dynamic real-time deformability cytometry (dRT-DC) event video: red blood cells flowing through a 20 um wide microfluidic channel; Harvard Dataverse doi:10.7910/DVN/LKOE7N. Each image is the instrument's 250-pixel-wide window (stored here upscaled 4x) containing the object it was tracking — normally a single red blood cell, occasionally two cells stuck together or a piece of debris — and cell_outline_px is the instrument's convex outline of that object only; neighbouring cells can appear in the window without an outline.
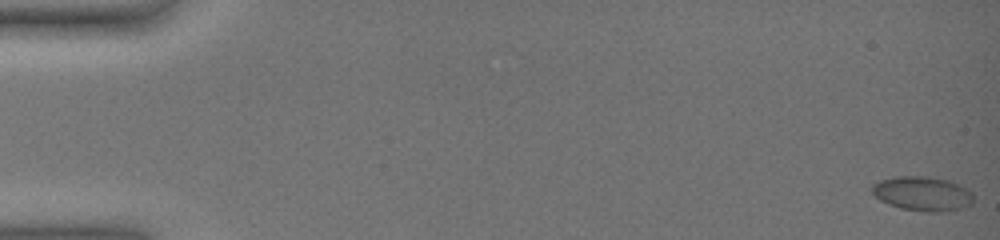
{"species": "common noctule bat (a hibernating species)", "species_latin": "Nyctalus noctula", "temperature_condition": "warm", "stored_images_in_passage": 57, "camera_frame_rate_fps": 3000, "um_per_image_px": 0.085, "animal": {"sex": "female", "body_mass_g": 19.0, "forearm_length_mm": 51.5}, "frame": {"image": 1, "passage_image": 1, "time_ms": 0.0, "image_size_px": [1000, 240], "cell_outline_px": [[972, 204], [960, 208], [940, 212], [924, 212], [900, 208], [888, 204], [880, 200], [872, 192], [872, 184], [880, 180], [892, 176], [928, 176], [948, 180], [972, 192]], "centroid_in_image_um": [78.37, 16.46], "position_along_channel_um": 6.6, "area_um2": 20.29}}
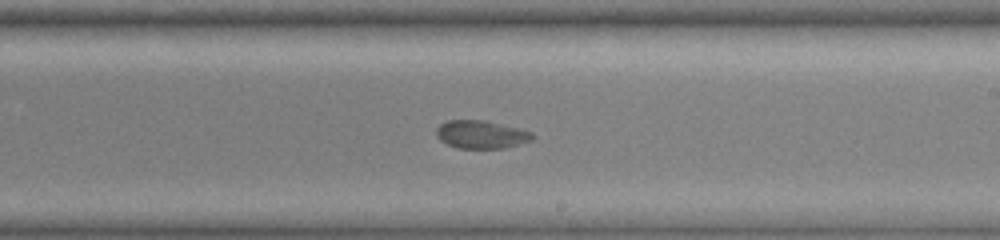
{"frame": {"image": 2, "passage_image": 37, "time_ms": 12.0, "image_size_px": [1000, 240], "cell_outline_px": [[536, 136], [532, 140], [504, 148], [456, 148], [440, 140], [436, 136], [436, 128], [440, 124], [448, 120], [484, 120], [532, 132]], "centroid_in_image_um": [40.88, 11.43], "position_along_channel_um": 248.1, "area_um2": 15.61}}
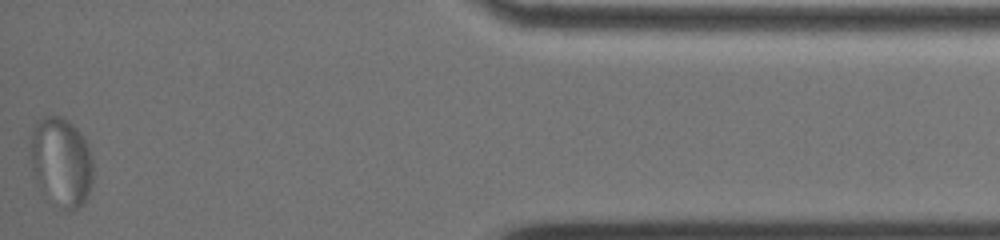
{"frame": {"image": 3, "passage_image": 57, "time_ms": 18.667, "image_size_px": [1000, 240], "cell_outline_px": [[92, 184], [88, 196], [84, 204], [72, 212], [64, 212], [56, 204], [40, 184], [32, 168], [28, 152], [32, 128], [36, 120], [40, 116], [64, 116], [84, 136], [88, 144], [92, 156]], "centroid_in_image_um": [5.21, 13.72], "position_along_channel_um": 430.0, "area_um2": 33.06}}